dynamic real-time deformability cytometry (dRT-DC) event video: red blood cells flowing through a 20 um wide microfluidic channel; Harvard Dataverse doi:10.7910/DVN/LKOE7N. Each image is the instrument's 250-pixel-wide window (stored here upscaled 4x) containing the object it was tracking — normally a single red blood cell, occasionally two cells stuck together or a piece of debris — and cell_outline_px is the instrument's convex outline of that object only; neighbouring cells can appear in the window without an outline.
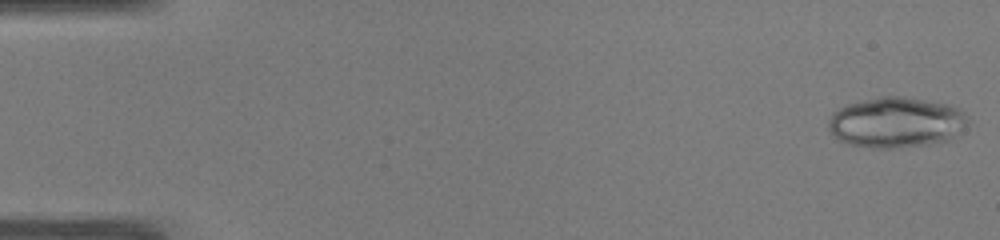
{"species": "common noctule bat (a hibernating species)", "species_latin": "Nyctalus noctula", "temperature_condition": "warm", "stored_images_in_passage": 49, "camera_frame_rate_fps": 3000, "um_per_image_px": 0.085, "animal": {"sex": "male", "body_mass_g": 19.0, "forearm_length_mm": 50.8}, "frame": {"image": 1, "passage_image": 1, "time_ms": 0.0, "image_size_px": [1000, 240], "cell_outline_px": [[968, 124], [948, 140], [928, 144], [892, 148], [872, 148], [848, 144], [832, 136], [828, 128], [828, 120], [832, 112], [848, 104], [860, 100], [884, 96], [904, 96], [948, 104], [956, 108], [968, 120]], "centroid_in_image_um": [76.1, 10.4], "position_along_channel_um": 8.9, "area_um2": 40.92}}